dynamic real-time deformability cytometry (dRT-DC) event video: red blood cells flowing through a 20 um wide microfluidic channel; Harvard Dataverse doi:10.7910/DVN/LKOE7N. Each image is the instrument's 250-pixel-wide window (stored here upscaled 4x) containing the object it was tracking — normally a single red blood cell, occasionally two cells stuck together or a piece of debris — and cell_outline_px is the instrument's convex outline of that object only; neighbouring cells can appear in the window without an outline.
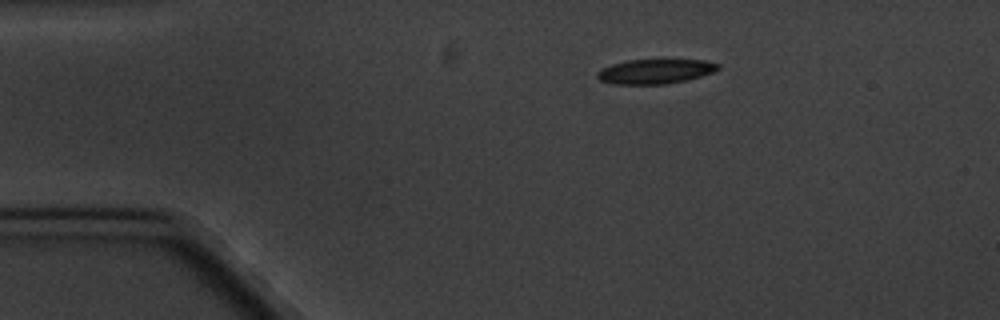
{"species": "common noctule bat (a hibernating species)", "species_latin": "Nyctalus noctula", "temperature_condition": "cold", "stored_images_in_passage": 5, "camera_frame_rate_fps": 3000, "um_per_image_px": 0.085, "animal": {"sex": "male", "body_mass_g": 20.1, "forearm_length_mm": 53.5}, "frame": {"image": 1, "passage_image": 1, "time_ms": 0.0, "image_size_px": [1000, 320], "cell_outline_px": [[720, 68], [712, 72], [700, 76], [668, 84], [612, 84], [600, 80], [596, 76], [596, 72], [600, 68], [612, 64], [628, 60], [664, 56], [704, 60], [720, 64]], "centroid_in_image_um": [55.7, 6.0], "position_along_channel_um": 29.3, "area_um2": 18.38}}
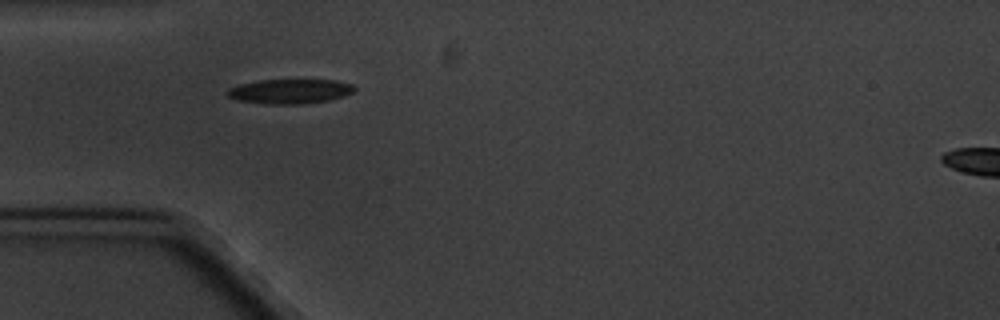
{"frame": {"image": 2, "passage_image": 3, "time_ms": 2.333, "image_size_px": [1000, 320], "cell_outline_px": [[356, 88], [352, 92], [344, 96], [328, 100], [304, 104], [268, 104], [236, 100], [228, 96], [228, 88], [240, 84], [260, 80], [336, 80], [352, 84]], "centroid_in_image_um": [24.65, 7.76], "position_along_channel_um": 60.4, "area_um2": 18.15}}